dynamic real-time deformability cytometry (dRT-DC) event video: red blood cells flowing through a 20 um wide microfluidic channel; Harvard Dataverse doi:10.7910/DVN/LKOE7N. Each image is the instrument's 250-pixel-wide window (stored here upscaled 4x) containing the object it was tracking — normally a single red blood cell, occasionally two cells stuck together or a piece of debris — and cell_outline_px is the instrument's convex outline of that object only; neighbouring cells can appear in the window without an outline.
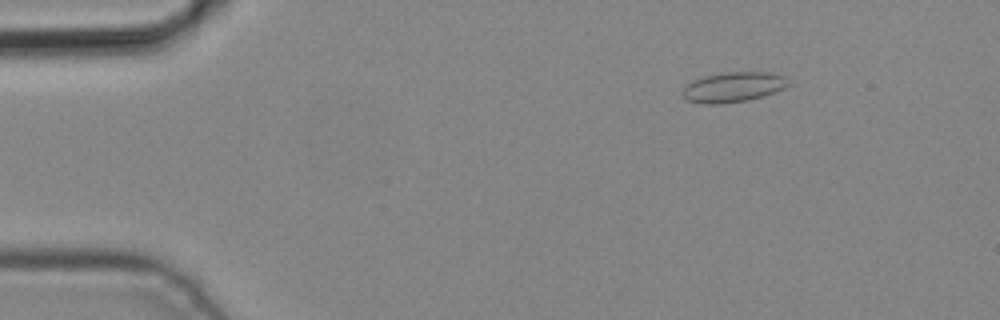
{"species": "common noctule bat (a hibernating species)", "species_latin": "Nyctalus noctula", "temperature_condition": "cold", "stored_images_in_passage": 4, "camera_frame_rate_fps": 3000, "um_per_image_px": 0.085, "animal": {"sex": "male", "body_mass_g": 19.2, "forearm_length_mm": 51.8}, "frame": {"image": 1, "passage_image": 2, "time_ms": 0.333, "image_size_px": [1000, 320], "cell_outline_px": [[792, 84], [776, 92], [764, 96], [748, 100], [720, 104], [704, 104], [688, 100], [684, 96], [684, 88], [692, 80], [704, 76], [720, 72], [772, 72], [788, 76]], "centroid_in_image_um": [62.42, 7.38], "position_along_channel_um": 22.6, "area_um2": 18.84}}
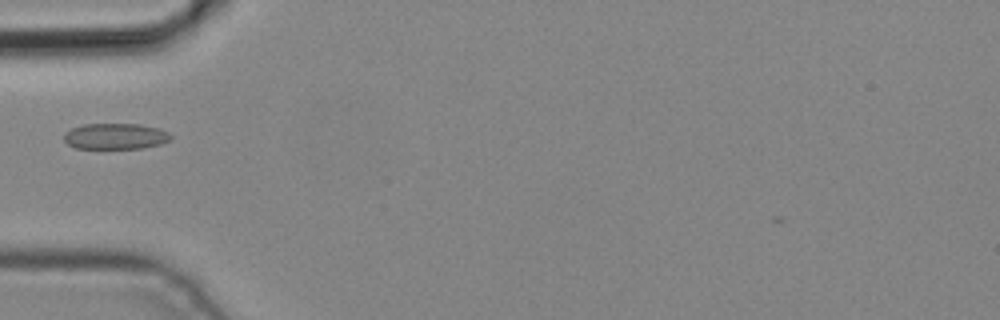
{"frame": {"image": 2, "passage_image": 4, "time_ms": 1.0, "image_size_px": [1000, 320], "cell_outline_px": [[172, 136], [168, 140], [160, 144], [140, 148], [76, 148], [68, 144], [64, 140], [64, 132], [72, 128], [84, 124], [140, 124], [160, 128], [168, 132]], "centroid_in_image_um": [9.8, 11.57], "position_along_channel_um": 75.2, "area_um2": 16.07}}